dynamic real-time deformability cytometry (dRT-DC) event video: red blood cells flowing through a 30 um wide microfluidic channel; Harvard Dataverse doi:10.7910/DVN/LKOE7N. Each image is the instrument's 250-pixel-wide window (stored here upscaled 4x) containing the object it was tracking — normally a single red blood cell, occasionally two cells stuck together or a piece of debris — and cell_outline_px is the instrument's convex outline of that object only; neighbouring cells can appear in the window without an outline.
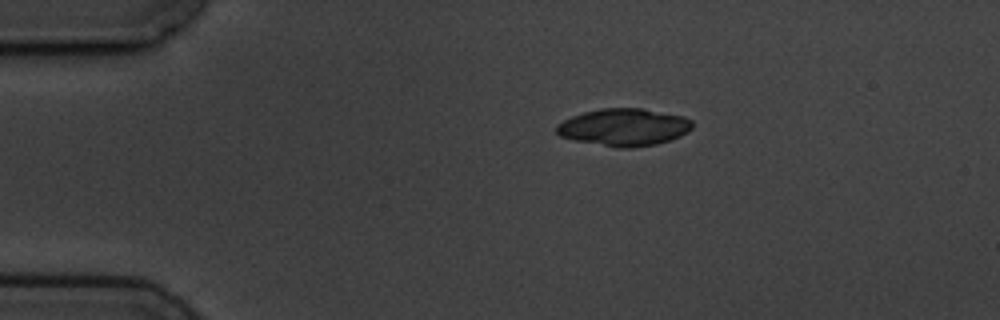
{"species": "common noctule bat (a hibernating species)", "species_latin": "Nyctalus noctula", "temperature_condition": "cold", "stored_images_in_passage": 5, "camera_frame_rate_fps": 3000, "um_per_image_px": 0.085, "animal": {"sex": "male", "body_mass_g": 19.5, "forearm_length_mm": 54.6}, "frame": {"image": 1, "passage_image": 1, "time_ms": 0.0, "image_size_px": [1000, 320], "cell_outline_px": [[692, 128], [688, 132], [680, 136], [656, 144], [632, 148], [620, 148], [576, 140], [560, 136], [556, 132], [556, 124], [572, 116], [584, 112], [600, 108], [644, 108], [684, 116], [692, 120]], "centroid_in_image_um": [53.05, 10.8], "position_along_channel_um": 31.9, "area_um2": 29.54}}